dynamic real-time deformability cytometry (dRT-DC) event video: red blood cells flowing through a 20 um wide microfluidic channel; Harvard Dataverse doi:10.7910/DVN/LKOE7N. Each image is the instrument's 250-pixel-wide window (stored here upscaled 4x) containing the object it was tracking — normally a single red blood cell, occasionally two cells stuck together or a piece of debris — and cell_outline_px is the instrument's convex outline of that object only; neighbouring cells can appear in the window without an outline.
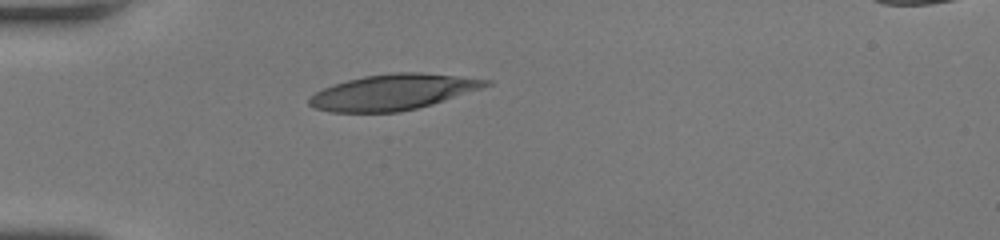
{"species": "human", "species_latin": "Homo sapiens", "temperature_condition": "room temperature", "stored_images_in_passage": 35, "camera_frame_rate_fps": 3000, "um_per_image_px": 0.085, "donor": {"sex": "female"}, "frame": {"image": 1, "passage_image": 1, "time_ms": 0.0, "image_size_px": [1000, 240], "cell_outline_px": [[492, 84], [432, 104], [400, 112], [332, 112], [316, 108], [308, 104], [308, 100], [316, 92], [324, 88], [348, 80], [364, 76], [396, 72], [420, 72], [492, 80]], "centroid_in_image_um": [33.4, 7.83], "position_along_channel_um": 51.6, "area_um2": 36.13}}
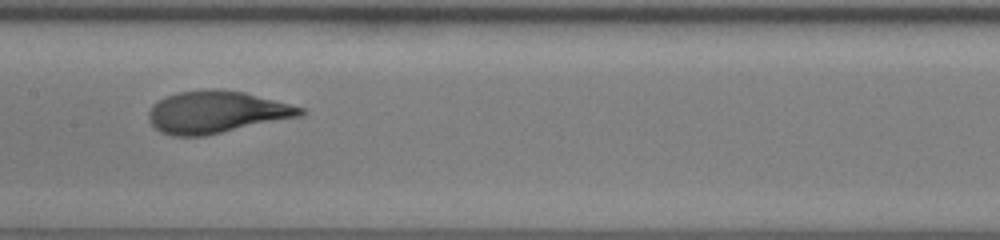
{"frame": {"image": 2, "passage_image": 12, "time_ms": 3.667, "image_size_px": [1000, 240], "cell_outline_px": [[308, 112], [304, 116], [204, 136], [172, 136], [160, 132], [148, 120], [148, 112], [152, 104], [176, 92], [208, 88], [216, 88], [244, 92], [304, 108]], "centroid_in_image_um": [18.41, 9.53], "position_along_channel_um": 189.0, "area_um2": 37.57}}
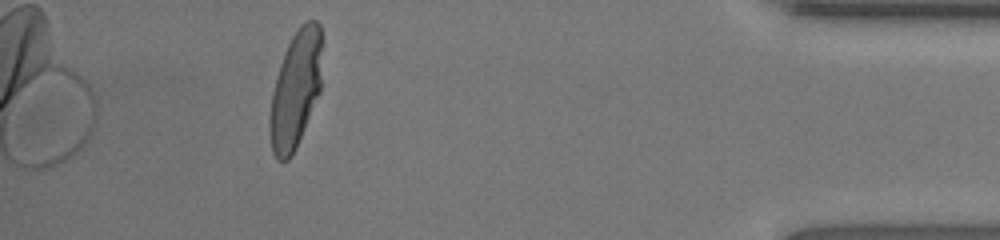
{"frame": {"image": 3, "passage_image": 31, "time_ms": 10.0, "image_size_px": [1000, 240], "cell_outline_px": [[320, 92], [296, 148], [292, 156], [288, 160], [276, 160], [272, 152], [268, 132], [268, 120], [272, 92], [276, 76], [284, 52], [292, 36], [300, 24], [308, 20], [316, 20], [320, 24]], "centroid_in_image_um": [25.08, 7.66], "position_along_channel_um": 410.1, "area_um2": 35.72}, "authors_computed_cell_mechanics": {"area_um2": 36.125, "velocity_mm_per_s": 4.2647, "shape_relaxation_time_tau1_ms": 3.0545, "shape_relaxation_time_tau2_ms": null, "deformation_change_tau1": 0.1894, "deformation_change_tau2": null}}